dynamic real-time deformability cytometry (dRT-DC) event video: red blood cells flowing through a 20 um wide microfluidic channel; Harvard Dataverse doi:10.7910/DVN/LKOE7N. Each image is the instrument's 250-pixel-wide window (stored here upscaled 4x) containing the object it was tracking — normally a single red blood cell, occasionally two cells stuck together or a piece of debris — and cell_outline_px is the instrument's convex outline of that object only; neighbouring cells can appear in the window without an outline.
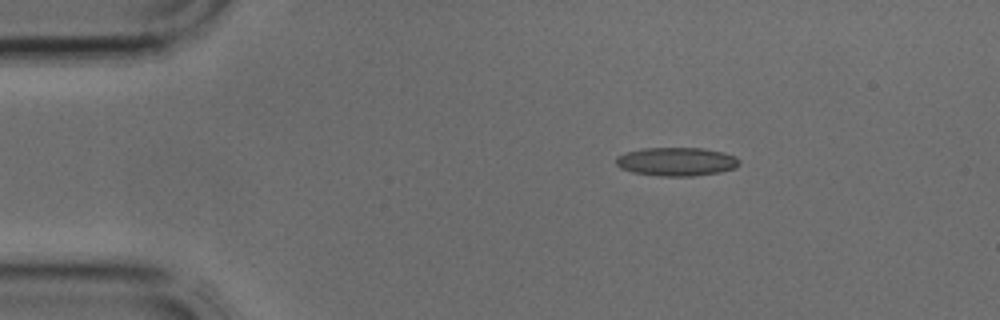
{"species": "common noctule bat (a hibernating species)", "species_latin": "Nyctalus noctula", "temperature_condition": "cold", "stored_images_in_passage": 34, "camera_frame_rate_fps": 3000, "um_per_image_px": 0.085, "animal": {"sex": "male", "body_mass_g": 17.9, "forearm_length_mm": 54.2}, "frame": {"image": 1, "passage_image": 1, "time_ms": 0.0, "image_size_px": [1000, 320], "cell_outline_px": [[740, 164], [736, 168], [720, 172], [692, 176], [660, 176], [632, 172], [620, 168], [616, 164], [616, 156], [624, 152], [644, 148], [704, 148], [724, 152], [736, 156], [740, 160]], "centroid_in_image_um": [57.51, 13.73], "position_along_channel_um": 27.5, "area_um2": 20.75}}
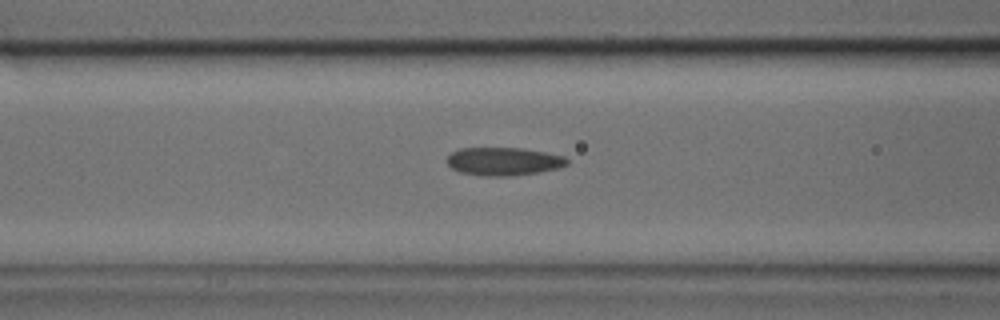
{"frame": {"image": 2, "passage_image": 10, "time_ms": 3.0, "image_size_px": [1000, 320], "cell_outline_px": [[568, 164], [560, 168], [540, 172], [512, 176], [480, 176], [460, 172], [452, 168], [448, 164], [448, 156], [452, 152], [460, 148], [520, 148], [544, 152], [564, 156], [568, 160]], "centroid_in_image_um": [42.82, 13.73], "position_along_channel_um": 123.8, "area_um2": 19.71}}
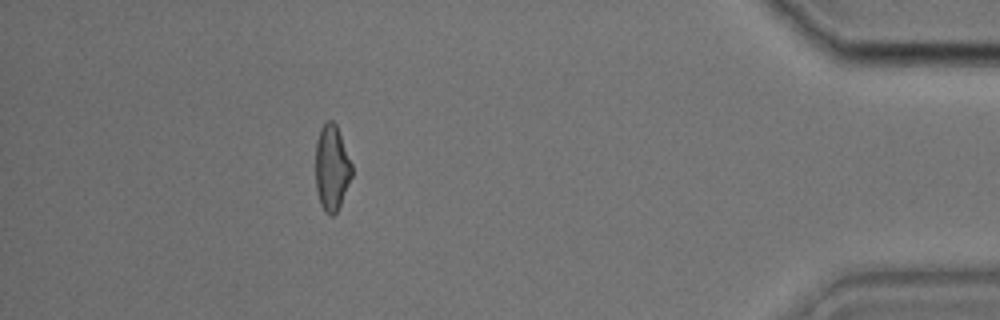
{"frame": {"image": 3, "passage_image": 30, "time_ms": 9.667, "image_size_px": [1000, 320], "cell_outline_px": [[352, 176], [340, 204], [336, 212], [332, 216], [328, 216], [324, 212], [320, 204], [316, 188], [316, 140], [320, 128], [328, 120], [332, 120], [336, 124], [352, 164]], "centroid_in_image_um": [28.19, 14.27], "position_along_channel_um": 407.0, "area_um2": 18.09}}